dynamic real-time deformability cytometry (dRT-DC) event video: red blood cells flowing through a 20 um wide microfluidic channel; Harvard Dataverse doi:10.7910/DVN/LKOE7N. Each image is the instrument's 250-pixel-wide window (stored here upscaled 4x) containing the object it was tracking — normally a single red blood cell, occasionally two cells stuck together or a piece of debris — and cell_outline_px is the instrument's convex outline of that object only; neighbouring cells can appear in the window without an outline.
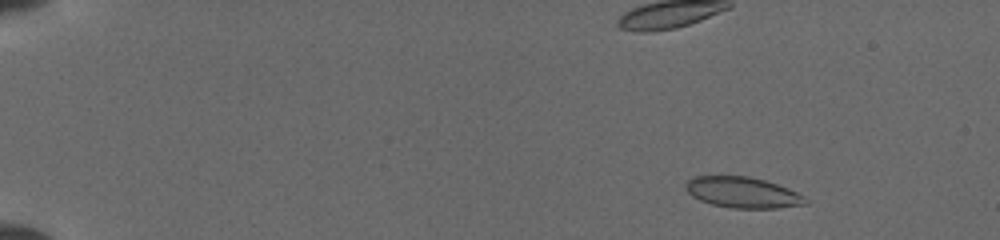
{"species": "common noctule bat (a hibernating species)", "species_latin": "Nyctalus noctula", "temperature_condition": "cold", "stored_images_in_passage": 10, "camera_frame_rate_fps": 3000, "um_per_image_px": 0.085, "animal": {"sex": "female", "body_mass_g": 19.5, "forearm_length_mm": 54.1}, "frame": {"image": 1, "passage_image": 2, "time_ms": 0.667, "image_size_px": [1000, 240], "cell_outline_px": [[808, 204], [776, 208], [732, 208], [712, 204], [700, 200], [692, 196], [688, 192], [684, 184], [692, 176], [748, 176], [764, 180], [788, 188], [804, 196], [808, 200]], "centroid_in_image_um": [63.12, 16.36], "position_along_channel_um": 21.9, "area_um2": 21.5}}
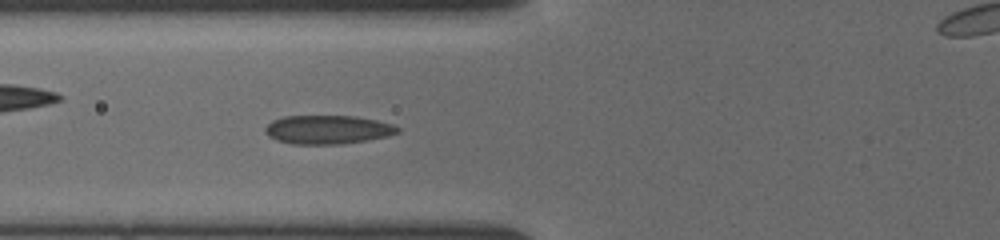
{"frame": {"image": 2, "passage_image": 10, "time_ms": 5.667, "image_size_px": [1000, 240], "cell_outline_px": [[400, 132], [388, 136], [368, 140], [344, 144], [292, 144], [276, 140], [268, 136], [264, 132], [264, 128], [272, 120], [284, 116], [356, 116], [376, 120], [392, 124], [400, 128]], "centroid_in_image_um": [27.85, 11.02], "position_along_channel_um": 98.0, "area_um2": 22.37}}